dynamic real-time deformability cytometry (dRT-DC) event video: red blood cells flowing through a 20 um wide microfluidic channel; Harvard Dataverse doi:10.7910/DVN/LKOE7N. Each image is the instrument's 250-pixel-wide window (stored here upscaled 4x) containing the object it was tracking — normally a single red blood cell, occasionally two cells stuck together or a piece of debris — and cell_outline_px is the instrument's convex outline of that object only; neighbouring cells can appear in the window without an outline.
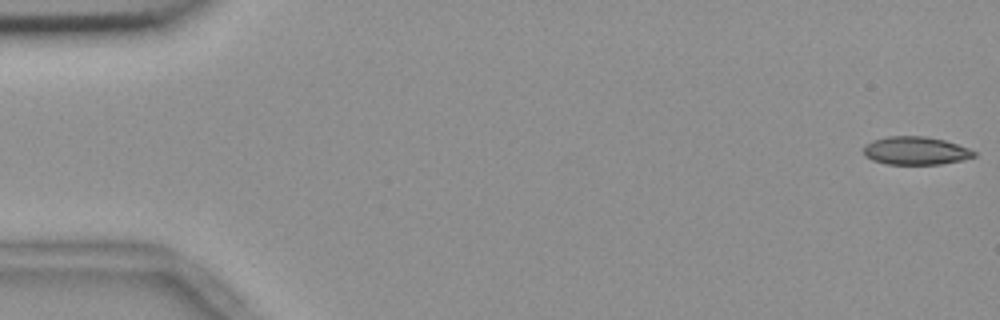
{"species": "common noctule bat (a hibernating species)", "species_latin": "Nyctalus noctula", "temperature_condition": "room temperature", "stored_images_in_passage": 20, "camera_frame_rate_fps": 3000, "um_per_image_px": 0.085, "animal": {"sex": "female", "body_mass_g": 18.4}, "frame": {"image": 1, "passage_image": 1, "time_ms": 0.0, "image_size_px": [1000, 320], "cell_outline_px": [[976, 156], [960, 160], [940, 164], [888, 164], [872, 160], [864, 156], [864, 144], [872, 140], [888, 136], [924, 136], [944, 140], [968, 148], [976, 152]], "centroid_in_image_um": [77.79, 12.8], "position_along_channel_um": 7.2, "area_um2": 18.03}}
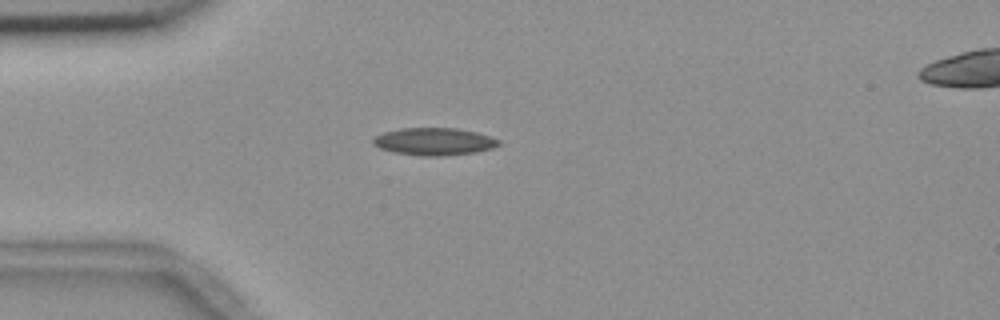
{"frame": {"image": 2, "passage_image": 15, "time_ms": 4.667, "image_size_px": [1000, 320], "cell_outline_px": [[500, 144], [492, 148], [476, 152], [440, 156], [420, 156], [396, 152], [380, 148], [372, 144], [372, 140], [376, 136], [384, 132], [400, 128], [456, 128], [476, 132], [500, 140]], "centroid_in_image_um": [36.89, 12.03], "position_along_channel_um": 48.1, "area_um2": 19.94}}